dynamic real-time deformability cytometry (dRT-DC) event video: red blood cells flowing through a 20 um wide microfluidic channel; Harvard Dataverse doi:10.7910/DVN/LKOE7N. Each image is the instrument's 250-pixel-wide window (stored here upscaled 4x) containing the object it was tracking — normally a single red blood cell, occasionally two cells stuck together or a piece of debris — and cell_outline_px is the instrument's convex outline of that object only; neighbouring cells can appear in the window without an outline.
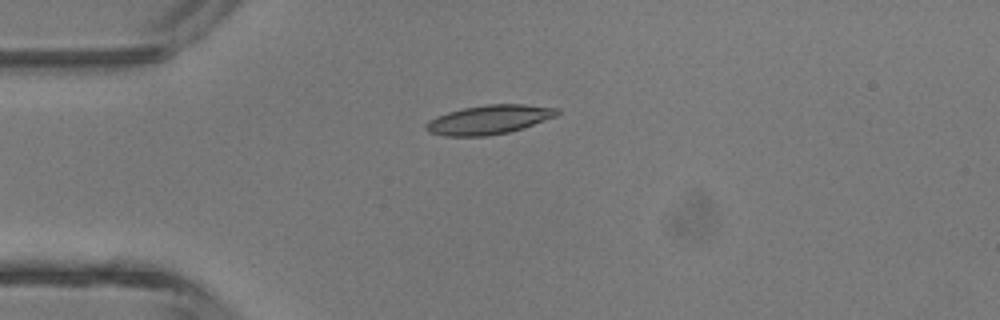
{"species": "common noctule bat (a hibernating species)", "species_latin": "Nyctalus noctula", "temperature_condition": "room temperature", "stored_images_in_passage": 5, "camera_frame_rate_fps": 3000, "um_per_image_px": 0.085, "animal": {"sex": "male", "body_mass_g": 13.3}, "frame": {"image": 1, "passage_image": 3, "time_ms": 3.333, "image_size_px": [1000, 320], "cell_outline_px": [[560, 112], [556, 116], [524, 128], [508, 132], [488, 136], [444, 136], [428, 132], [424, 128], [424, 124], [428, 120], [436, 116], [448, 112], [464, 108], [488, 104], [524, 104], [560, 108]], "centroid_in_image_um": [41.56, 10.17], "position_along_channel_um": 43.4, "area_um2": 22.43}}
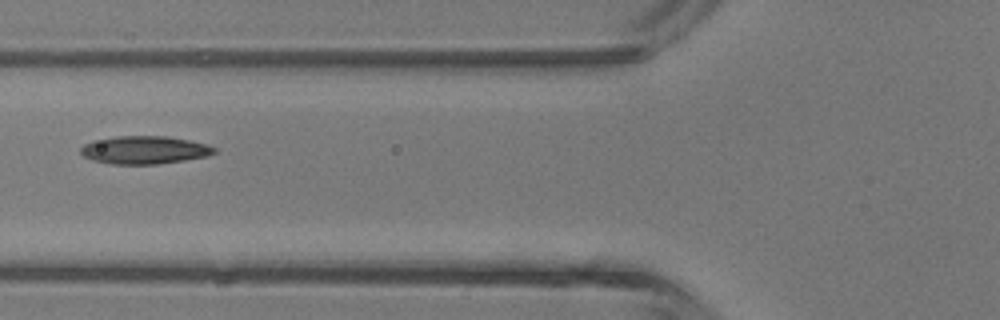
{"frame": {"image": 2, "passage_image": 5, "time_ms": 5.333, "image_size_px": [1000, 320], "cell_outline_px": [[216, 152], [208, 156], [184, 160], [156, 164], [112, 164], [92, 160], [84, 156], [80, 152], [80, 148], [84, 144], [92, 140], [116, 136], [168, 136], [208, 144], [216, 148]], "centroid_in_image_um": [12.27, 12.74], "position_along_channel_um": 113.5, "area_um2": 21.85}}